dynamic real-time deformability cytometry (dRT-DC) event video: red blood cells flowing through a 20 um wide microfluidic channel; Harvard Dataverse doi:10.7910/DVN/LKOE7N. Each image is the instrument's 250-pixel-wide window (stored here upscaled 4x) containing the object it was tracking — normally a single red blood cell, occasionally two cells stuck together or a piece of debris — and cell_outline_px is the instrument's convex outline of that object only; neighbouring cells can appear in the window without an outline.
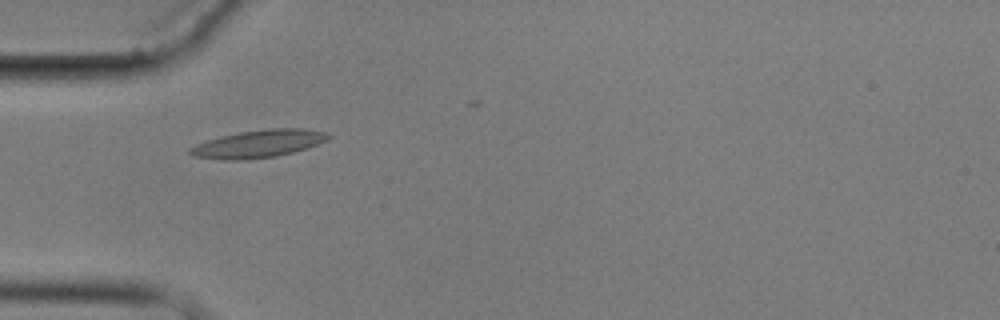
{"species": "common noctule bat (a hibernating species)", "species_latin": "Nyctalus noctula", "temperature_condition": "cold", "stored_images_in_passage": 6, "camera_frame_rate_fps": 3000, "um_per_image_px": 0.085, "animal": {"sex": "male", "body_mass_g": 17.9}, "frame": {"image": 1, "passage_image": 5, "time_ms": 4.667, "image_size_px": [1000, 320], "cell_outline_px": [[332, 136], [328, 140], [292, 152], [276, 156], [248, 160], [220, 160], [192, 156], [188, 152], [188, 148], [196, 144], [220, 136], [240, 132], [268, 128], [304, 128], [324, 132]], "centroid_in_image_um": [21.92, 12.22], "position_along_channel_um": 63.1, "area_um2": 22.31}}
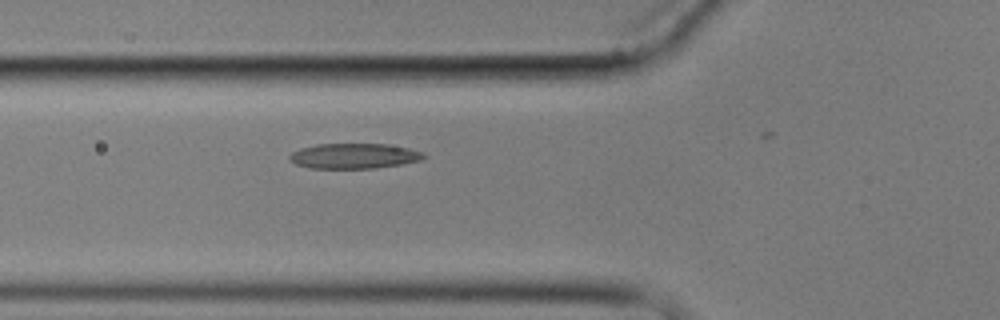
{"frame": {"image": 2, "passage_image": 6, "time_ms": 5.667, "image_size_px": [1000, 320], "cell_outline_px": [[428, 156], [420, 160], [400, 164], [376, 168], [308, 168], [296, 164], [288, 160], [288, 156], [292, 152], [300, 148], [316, 144], [388, 144], [408, 148], [424, 152]], "centroid_in_image_um": [30.08, 13.25], "position_along_channel_um": 95.7, "area_um2": 19.83}}